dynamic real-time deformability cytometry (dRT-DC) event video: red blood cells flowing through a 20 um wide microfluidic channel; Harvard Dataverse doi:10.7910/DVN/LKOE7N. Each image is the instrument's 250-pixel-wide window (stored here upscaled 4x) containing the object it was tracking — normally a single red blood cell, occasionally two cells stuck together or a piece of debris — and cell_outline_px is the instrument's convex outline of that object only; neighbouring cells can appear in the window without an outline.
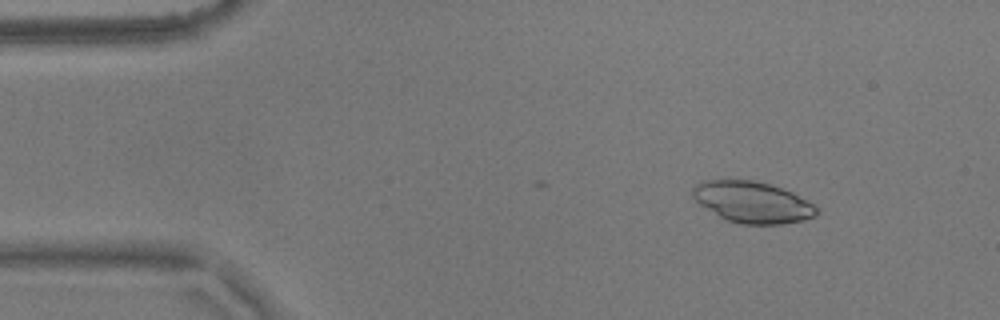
{"species": "common noctule bat (a hibernating species)", "species_latin": "Nyctalus noctula", "temperature_condition": "warm", "stored_images_in_passage": 6, "camera_frame_rate_fps": 3000, "um_per_image_px": 0.085, "animal": {"sex": "male", "body_mass_g": 17.9}, "frame": {"image": 1, "passage_image": 6, "time_ms": 1.667, "image_size_px": [1000, 320], "cell_outline_px": [[820, 212], [816, 216], [804, 220], [780, 224], [740, 224], [728, 220], [720, 216], [700, 204], [692, 196], [692, 188], [700, 180], [752, 180], [768, 184], [792, 192], [812, 204]], "centroid_in_image_um": [63.95, 17.18], "position_along_channel_um": 21.1, "area_um2": 29.54}}